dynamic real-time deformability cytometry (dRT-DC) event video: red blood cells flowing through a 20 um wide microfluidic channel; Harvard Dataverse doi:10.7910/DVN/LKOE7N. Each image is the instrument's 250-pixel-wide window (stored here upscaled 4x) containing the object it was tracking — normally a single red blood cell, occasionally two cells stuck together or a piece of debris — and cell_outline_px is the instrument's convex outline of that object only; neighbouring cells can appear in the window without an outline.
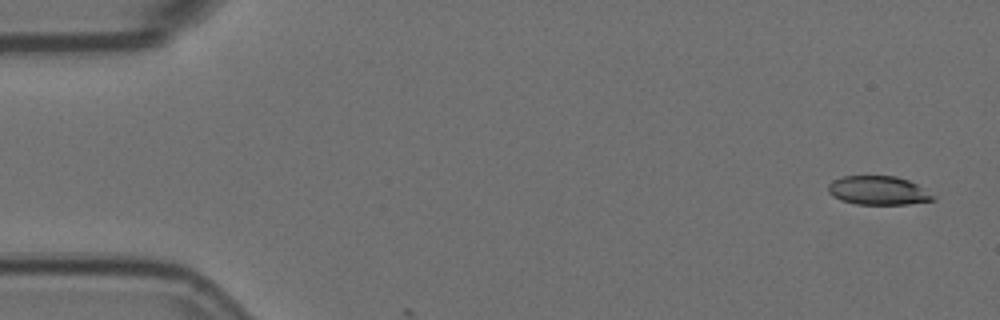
{"species": "Egyptian fruit bat (a non-hibernating species)", "species_latin": "Rousettus aegyptiacus", "temperature_condition": "room temperature", "stored_images_in_passage": 2, "camera_frame_rate_fps": 3000, "um_per_image_px": 0.085, "animal": {"sex": "female"}, "frame": {"image": 1, "passage_image": 1, "time_ms": 0.0, "image_size_px": [1000, 320], "cell_outline_px": [[936, 200], [908, 204], [856, 204], [840, 200], [832, 196], [828, 192], [828, 184], [832, 180], [844, 176], [896, 176], [908, 180], [924, 188], [936, 196]], "centroid_in_image_um": [74.66, 16.19], "position_along_channel_um": 10.3, "area_um2": 17.74}}